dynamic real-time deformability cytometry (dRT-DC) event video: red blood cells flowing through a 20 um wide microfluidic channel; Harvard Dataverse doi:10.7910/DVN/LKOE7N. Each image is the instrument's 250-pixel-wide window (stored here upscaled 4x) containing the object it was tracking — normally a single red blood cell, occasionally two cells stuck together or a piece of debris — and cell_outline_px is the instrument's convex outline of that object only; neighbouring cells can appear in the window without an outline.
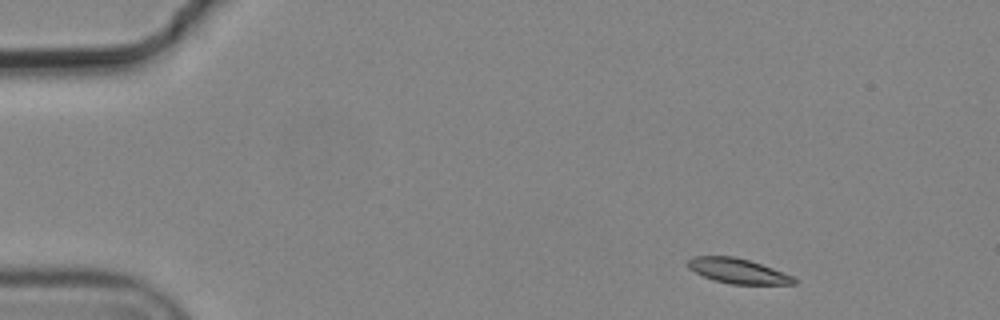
{"species": "common noctule bat (a hibernating species)", "species_latin": "Nyctalus noctula", "temperature_condition": "cold", "stored_images_in_passage": 3, "camera_frame_rate_fps": 3000, "um_per_image_px": 0.085, "animal": {"sex": "male", "body_mass_g": 19.2, "forearm_length_mm": 51.8}, "frame": {"image": 1, "passage_image": 1, "time_ms": 0.0, "image_size_px": [1000, 320], "cell_outline_px": [[796, 284], [732, 284], [712, 280], [688, 268], [688, 260], [692, 256], [736, 256], [772, 268], [792, 276], [796, 280]], "centroid_in_image_um": [62.69, 23.03], "position_along_channel_um": 22.3, "area_um2": 15.26}}
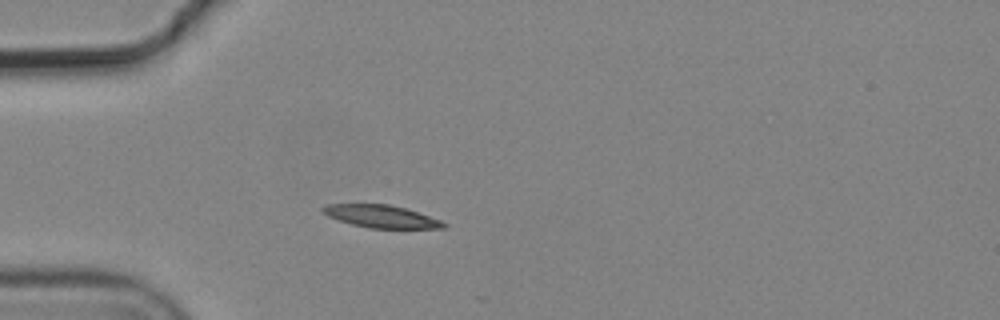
{"frame": {"image": 2, "passage_image": 3, "time_ms": 0.667, "image_size_px": [1000, 320], "cell_outline_px": [[448, 224], [444, 228], [368, 228], [352, 224], [328, 216], [320, 212], [320, 208], [324, 204], [388, 204], [404, 208], [440, 220]], "centroid_in_image_um": [32.34, 18.39], "position_along_channel_um": 52.7, "area_um2": 15.78}}